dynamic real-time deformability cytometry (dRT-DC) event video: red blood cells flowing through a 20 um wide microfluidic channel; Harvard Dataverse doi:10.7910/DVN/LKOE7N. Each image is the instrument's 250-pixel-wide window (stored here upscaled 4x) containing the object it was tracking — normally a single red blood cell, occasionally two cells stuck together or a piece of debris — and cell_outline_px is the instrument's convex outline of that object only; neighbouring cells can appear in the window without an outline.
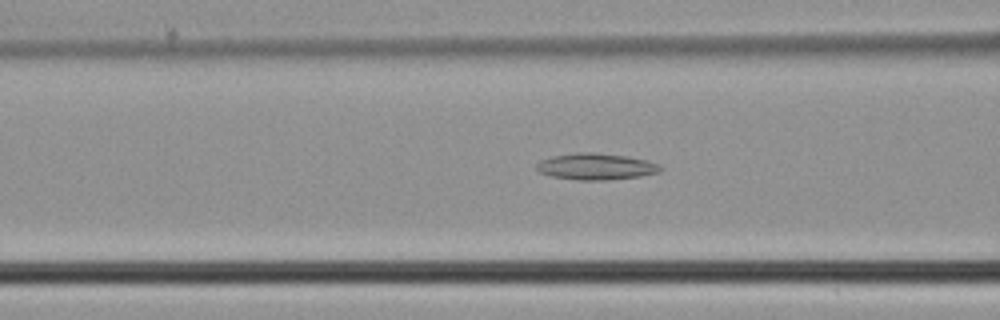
{"species": "common noctule bat (a hibernating species)", "species_latin": "Nyctalus noctula", "temperature_condition": "cold", "stored_images_in_passage": 47, "camera_frame_rate_fps": 3000, "um_per_image_px": 0.085, "animal": {"sex": "male", "body_mass_g": 21.5, "forearm_length_mm": 52.0}, "frame": {"image": 1, "passage_image": 19, "time_ms": 6.0, "image_size_px": [1000, 320], "cell_outline_px": [[664, 168], [660, 172], [640, 176], [608, 180], [576, 180], [552, 176], [540, 172], [536, 168], [536, 164], [540, 160], [552, 156], [576, 152], [592, 152], [628, 156], [660, 164]], "centroid_in_image_um": [50.67, 14.15], "position_along_channel_um": 115.9, "area_um2": 19.19}}
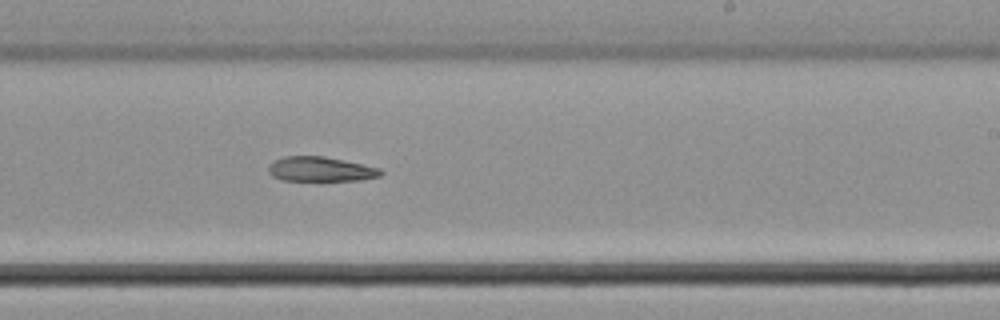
{"frame": {"image": 2, "passage_image": 29, "time_ms": 9.333, "image_size_px": [1000, 320], "cell_outline_px": [[384, 172], [380, 176], [360, 180], [284, 180], [272, 176], [268, 172], [268, 168], [276, 160], [284, 156], [324, 156], [380, 168]], "centroid_in_image_um": [27.27, 14.38], "position_along_channel_um": 261.7, "area_um2": 15.9}}
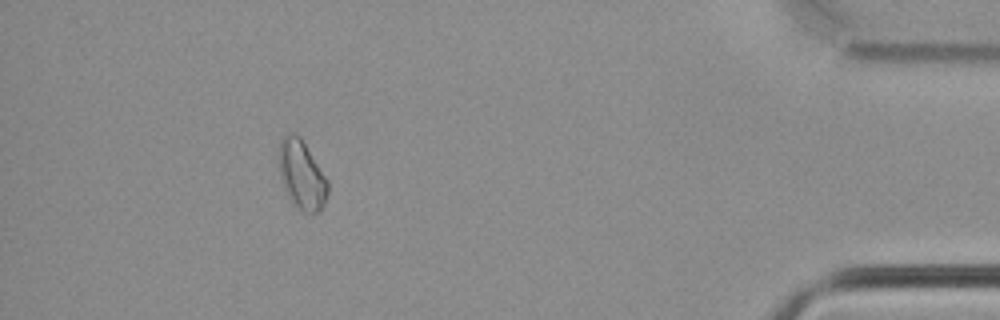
{"frame": {"image": 3, "passage_image": 43, "time_ms": 14.0, "image_size_px": [1000, 320], "cell_outline_px": [[328, 192], [324, 204], [320, 212], [312, 216], [296, 208], [292, 204], [284, 188], [280, 176], [280, 140], [288, 132], [292, 132], [300, 136], [328, 180]], "centroid_in_image_um": [25.67, 14.92], "position_along_channel_um": 409.5, "area_um2": 19.77}}